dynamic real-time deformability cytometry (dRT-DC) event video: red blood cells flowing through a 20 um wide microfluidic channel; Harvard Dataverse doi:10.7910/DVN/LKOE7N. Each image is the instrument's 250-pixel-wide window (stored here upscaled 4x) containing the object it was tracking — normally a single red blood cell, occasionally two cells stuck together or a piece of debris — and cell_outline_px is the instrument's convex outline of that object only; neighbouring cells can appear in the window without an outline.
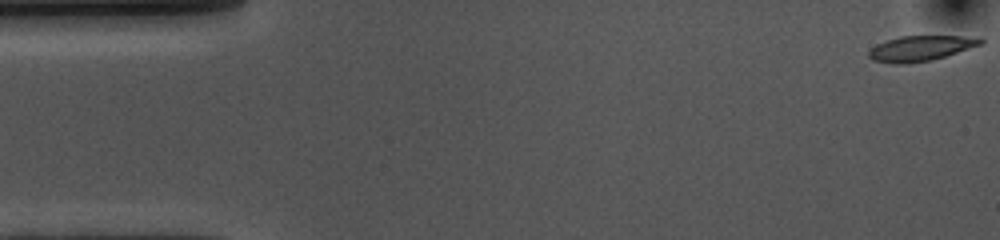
{"species": "common noctule bat (a hibernating species)", "species_latin": "Nyctalus noctula", "temperature_condition": "cold", "stored_images_in_passage": 55, "camera_frame_rate_fps": 3000, "um_per_image_px": 0.085, "animal": {"sex": "female", "body_mass_g": 10.0, "forearm_length_mm": 53.1}, "frame": {"image": 1, "passage_image": 1, "time_ms": 0.0, "image_size_px": [1000, 240], "cell_outline_px": [[984, 44], [932, 60], [904, 64], [900, 64], [872, 60], [868, 56], [868, 52], [876, 44], [900, 36], [980, 36], [984, 40]], "centroid_in_image_um": [78.31, 4.09], "position_along_channel_um": 6.7, "area_um2": 16.53}}
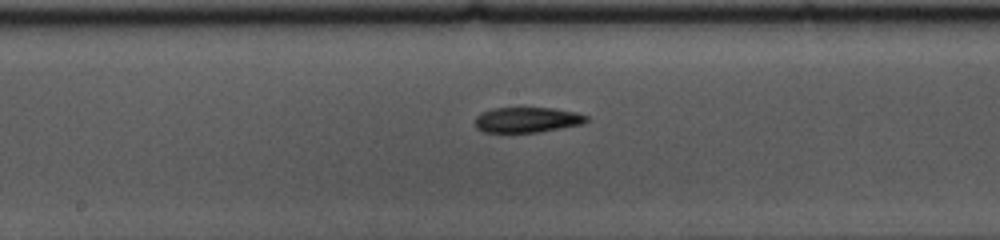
{"frame": {"image": 2, "passage_image": 27, "time_ms": 8.667, "image_size_px": [1000, 240], "cell_outline_px": [[592, 120], [584, 124], [540, 132], [484, 132], [476, 128], [476, 116], [480, 112], [492, 108], [552, 108], [576, 112], [588, 116]], "centroid_in_image_um": [44.85, 10.18], "position_along_channel_um": 203.3, "area_um2": 16.65}}
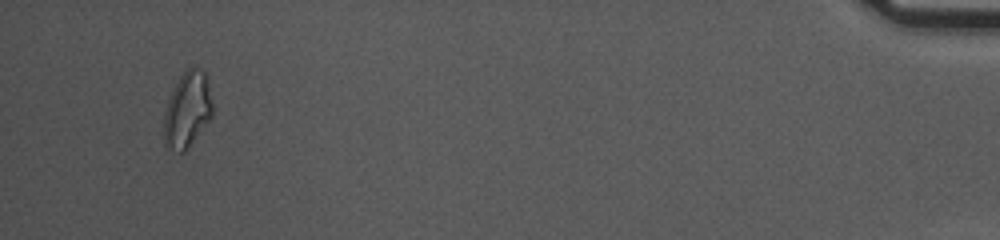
{"frame": {"image": 3, "passage_image": 52, "time_ms": 17.0, "image_size_px": [1000, 240], "cell_outline_px": [[212, 116], [184, 152], [180, 152], [164, 144], [164, 112], [168, 100], [180, 76], [188, 68], [196, 68], [204, 72], [208, 76], [212, 104]], "centroid_in_image_um": [15.93, 9.31], "position_along_channel_um": 419.3, "area_um2": 21.04}, "authors_computed_cell_mechanics": {"area_um2": 17.1666, "velocity_mm_per_s": 3.591, "shape_relaxation_time_tau1_ms": 5.6667, "shape_relaxation_time_tau2_ms": null, "deformation_change_tau1": 0.1834, "deformation_change_tau2": null}}